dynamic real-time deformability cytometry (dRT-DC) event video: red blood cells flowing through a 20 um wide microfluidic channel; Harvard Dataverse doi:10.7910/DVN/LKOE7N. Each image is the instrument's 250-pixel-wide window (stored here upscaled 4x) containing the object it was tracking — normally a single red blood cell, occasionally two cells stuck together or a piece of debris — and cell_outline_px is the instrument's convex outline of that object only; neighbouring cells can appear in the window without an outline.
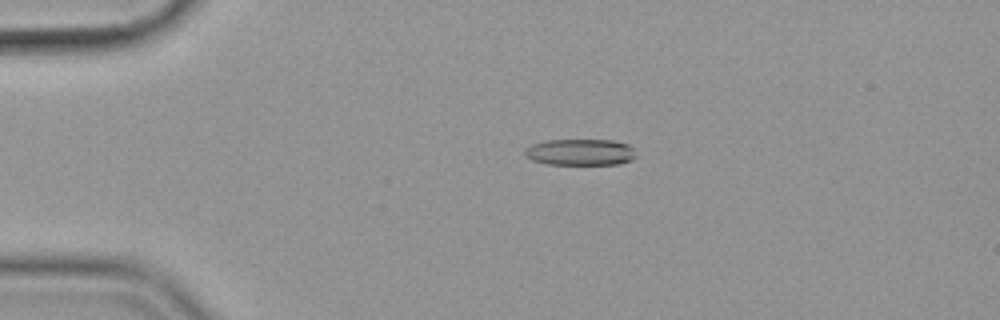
{"species": "common noctule bat (a hibernating species)", "species_latin": "Nyctalus noctula", "temperature_condition": "cold", "stored_images_in_passage": 57, "camera_frame_rate_fps": 3000, "um_per_image_px": 0.085, "animal": {"sex": "female", "body_mass_g": 19.9}, "frame": {"image": 1, "passage_image": 13, "time_ms": 4.0, "image_size_px": [1000, 320], "cell_outline_px": [[636, 156], [632, 160], [620, 164], [548, 164], [532, 160], [524, 156], [524, 148], [532, 144], [548, 140], [612, 140], [628, 144], [632, 148]], "centroid_in_image_um": [49.3, 12.93], "position_along_channel_um": 35.7, "area_um2": 17.17}}
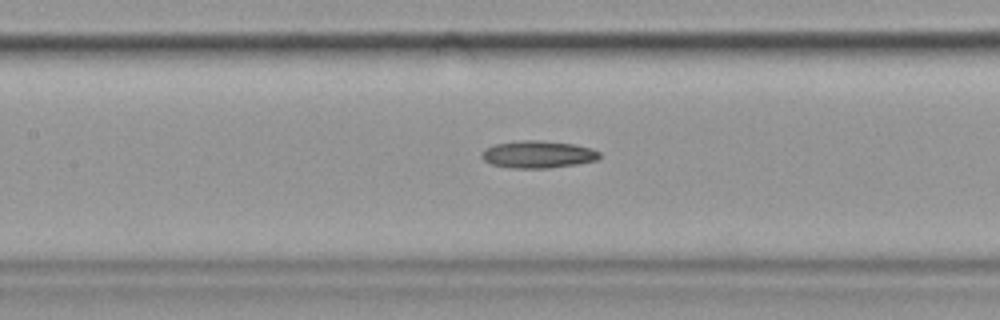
{"frame": {"image": 2, "passage_image": 27, "time_ms": 8.667, "image_size_px": [1000, 320], "cell_outline_px": [[600, 156], [596, 160], [576, 164], [548, 168], [512, 168], [492, 164], [484, 160], [480, 156], [480, 152], [484, 148], [496, 144], [520, 140], [540, 140], [572, 144], [592, 148], [600, 152]], "centroid_in_image_um": [45.69, 13.12], "position_along_channel_um": 161.7, "area_um2": 18.73}}
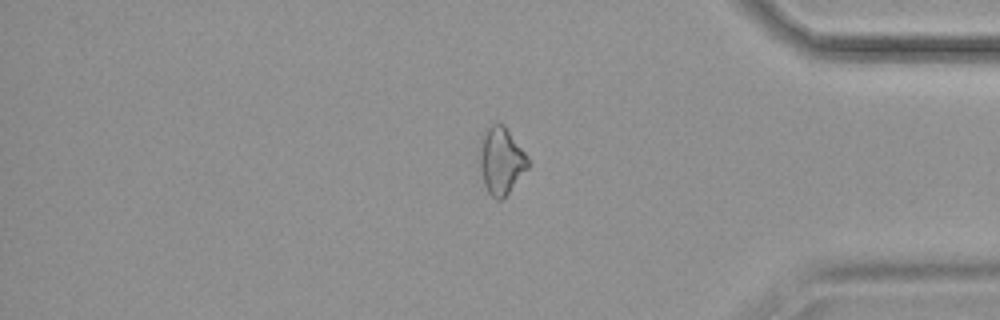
{"frame": {"image": 3, "passage_image": 48, "time_ms": 15.667, "image_size_px": [1000, 320], "cell_outline_px": [[528, 168], [504, 200], [496, 200], [488, 192], [484, 184], [480, 168], [480, 148], [484, 128], [496, 120], [504, 124], [528, 156]], "centroid_in_image_um": [42.6, 13.64], "position_along_channel_um": 392.6, "area_um2": 19.25}}